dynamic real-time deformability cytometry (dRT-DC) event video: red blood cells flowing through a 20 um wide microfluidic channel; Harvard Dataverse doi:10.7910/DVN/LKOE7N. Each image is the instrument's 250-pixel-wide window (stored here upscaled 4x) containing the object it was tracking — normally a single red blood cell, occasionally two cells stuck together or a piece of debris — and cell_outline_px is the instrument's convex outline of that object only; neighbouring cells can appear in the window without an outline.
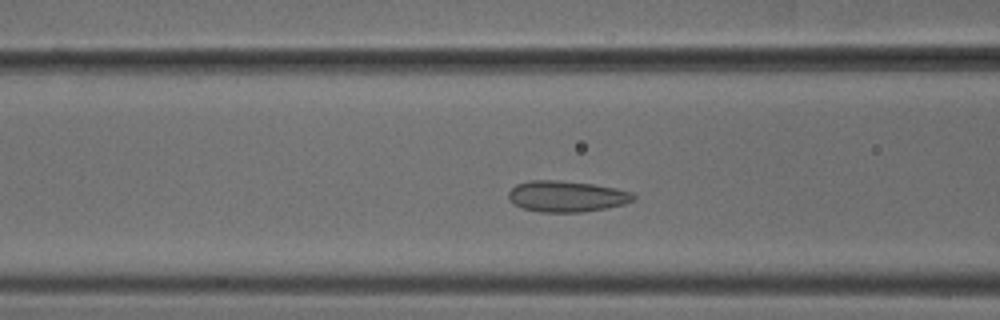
{"species": "common noctule bat (a hibernating species)", "species_latin": "Nyctalus noctula", "temperature_condition": "cold", "stored_images_in_passage": 39, "camera_frame_rate_fps": 3000, "um_per_image_px": 0.085, "animal": {"sex": "male", "body_mass_g": 18.8}, "frame": {"image": 1, "passage_image": 12, "time_ms": 3.667, "image_size_px": [1000, 320], "cell_outline_px": [[636, 200], [624, 204], [584, 212], [540, 212], [524, 208], [508, 200], [508, 192], [516, 184], [532, 180], [556, 180], [592, 184], [616, 188], [632, 192], [636, 196]], "centroid_in_image_um": [48.18, 16.69], "position_along_channel_um": 118.4, "area_um2": 22.6}}
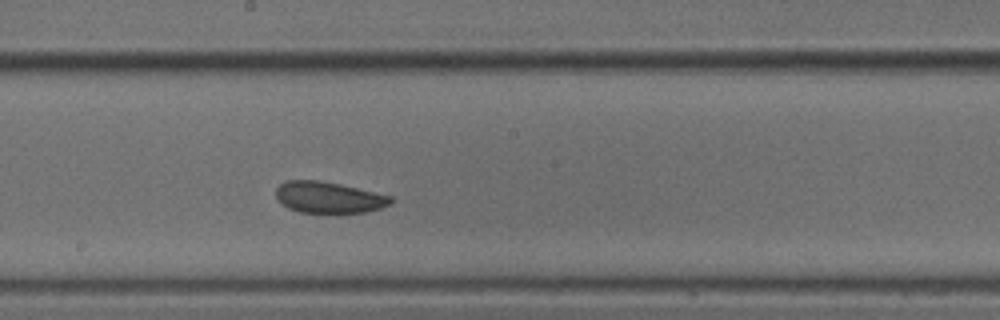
{"frame": {"image": 2, "passage_image": 20, "time_ms": 6.333, "image_size_px": [1000, 320], "cell_outline_px": [[392, 204], [368, 212], [300, 212], [288, 208], [276, 200], [276, 188], [280, 184], [288, 180], [320, 180], [340, 184], [392, 196]], "centroid_in_image_um": [27.92, 16.77], "position_along_channel_um": 220.3, "area_um2": 20.92}}
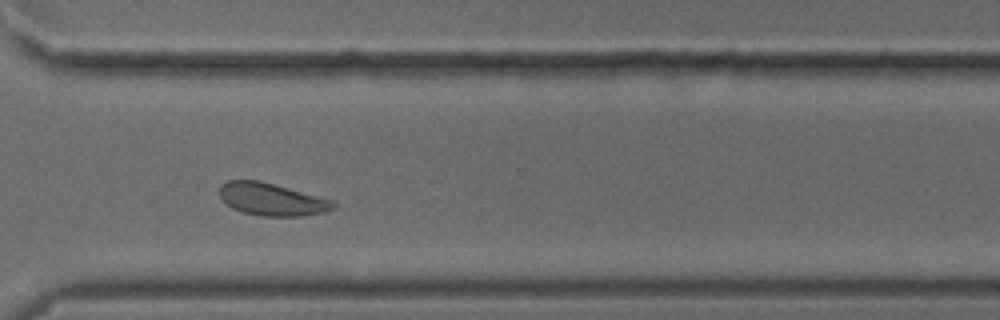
{"frame": {"image": 3, "passage_image": 30, "time_ms": 9.667, "image_size_px": [1000, 320], "cell_outline_px": [[336, 208], [328, 212], [304, 216], [260, 216], [244, 212], [232, 208], [220, 196], [220, 184], [228, 180], [260, 180], [332, 200], [336, 204]], "centroid_in_image_um": [23.13, 16.95], "position_along_channel_um": 347.5, "area_um2": 21.56}, "authors_computed_cell_mechanics": {"area_um2": 21.5016, "velocity_mm_per_s": 3.8184, "shape_relaxation_time_tau1_ms": null, "shape_relaxation_time_tau2_ms": 1.0243, "deformation_change_tau1": null, "deformation_change_tau2": 0.0369}}